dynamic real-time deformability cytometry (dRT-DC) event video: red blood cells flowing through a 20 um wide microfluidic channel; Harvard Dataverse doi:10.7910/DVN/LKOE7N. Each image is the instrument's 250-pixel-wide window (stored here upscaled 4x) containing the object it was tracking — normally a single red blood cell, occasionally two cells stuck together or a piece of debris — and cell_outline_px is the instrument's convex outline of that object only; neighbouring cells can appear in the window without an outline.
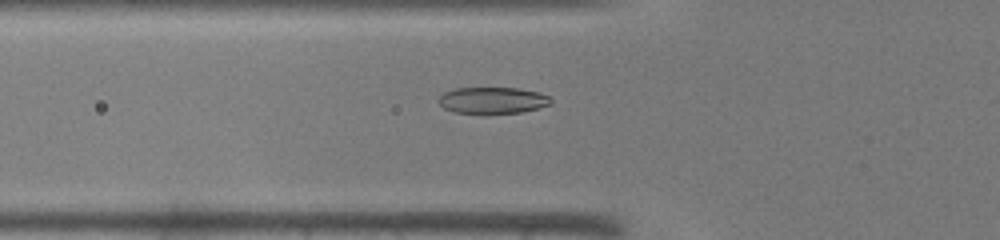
{"species": "common noctule bat (a hibernating species)", "species_latin": "Nyctalus noctula", "temperature_condition": "warm", "stored_images_in_passage": 31, "camera_frame_rate_fps": 3000, "um_per_image_px": 0.085, "animal": {"sex": "male", "body_mass_g": 19.0, "forearm_length_mm": 50.8}, "frame": {"image": 1, "passage_image": 3, "time_ms": 0.667, "image_size_px": [1000, 240], "cell_outline_px": [[552, 100], [548, 104], [536, 108], [520, 112], [484, 116], [456, 112], [444, 108], [436, 100], [444, 92], [456, 88], [516, 88], [540, 92], [548, 96]], "centroid_in_image_um": [41.81, 8.56], "position_along_channel_um": 84.0, "area_um2": 17.74}}
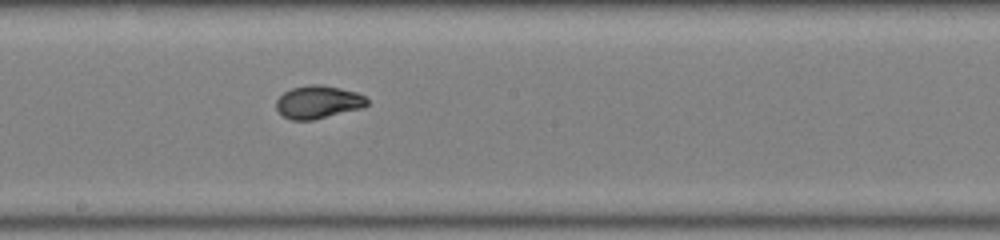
{"frame": {"image": 2, "passage_image": 12, "time_ms": 3.667, "image_size_px": [1000, 240], "cell_outline_px": [[368, 104], [364, 108], [312, 120], [292, 120], [284, 116], [276, 108], [276, 100], [284, 92], [292, 88], [308, 84], [320, 84], [340, 88], [356, 92], [364, 96], [368, 100]], "centroid_in_image_um": [27.06, 8.67], "position_along_channel_um": 221.1, "area_um2": 17.46}}
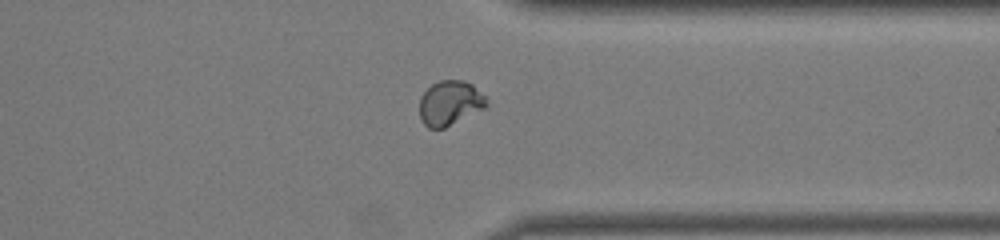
{"frame": {"image": 3, "passage_image": 22, "time_ms": 7.0, "image_size_px": [1000, 240], "cell_outline_px": [[488, 108], [444, 128], [428, 128], [420, 120], [420, 96], [432, 84], [440, 80], [464, 80], [472, 84], [488, 96]], "centroid_in_image_um": [38.3, 8.76], "position_along_channel_um": 373.1, "area_um2": 17.92}}